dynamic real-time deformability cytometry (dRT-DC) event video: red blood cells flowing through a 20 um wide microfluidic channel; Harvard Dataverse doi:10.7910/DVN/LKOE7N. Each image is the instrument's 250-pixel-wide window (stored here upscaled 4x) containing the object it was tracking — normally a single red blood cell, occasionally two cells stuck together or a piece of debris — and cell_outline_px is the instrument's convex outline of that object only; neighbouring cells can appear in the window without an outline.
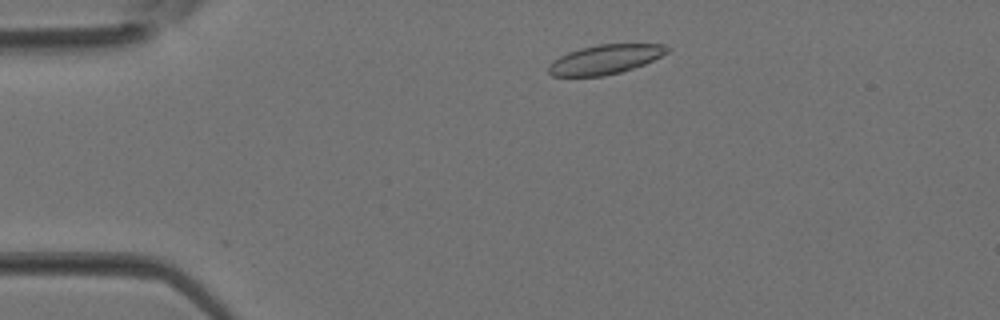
{"species": "Egyptian fruit bat (a non-hibernating species)", "species_latin": "Rousettus aegyptiacus", "temperature_condition": "room temperature", "stored_images_in_passage": 8, "camera_frame_rate_fps": 3000, "um_per_image_px": 0.085, "animal": {"sex": "female"}, "frame": {"image": 1, "passage_image": 2, "time_ms": 0.333, "image_size_px": [1000, 320], "cell_outline_px": [[672, 48], [668, 52], [644, 64], [620, 72], [604, 76], [552, 76], [548, 72], [548, 64], [552, 60], [568, 52], [580, 48], [600, 44], [664, 44]], "centroid_in_image_um": [51.42, 5.04], "position_along_channel_um": 33.6, "area_um2": 20.29}}
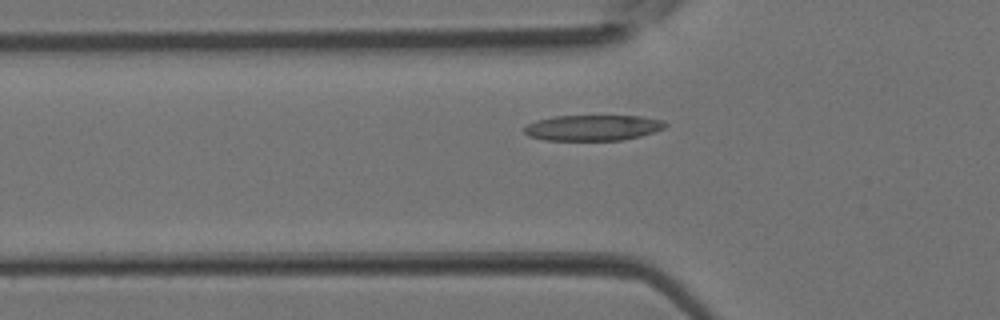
{"frame": {"image": 2, "passage_image": 7, "time_ms": 2.0, "image_size_px": [1000, 320], "cell_outline_px": [[668, 124], [664, 128], [640, 136], [620, 140], [544, 140], [528, 136], [524, 132], [524, 128], [528, 124], [536, 120], [556, 116], [640, 116], [664, 120]], "centroid_in_image_um": [50.39, 10.85], "position_along_channel_um": 75.4, "area_um2": 21.04}}